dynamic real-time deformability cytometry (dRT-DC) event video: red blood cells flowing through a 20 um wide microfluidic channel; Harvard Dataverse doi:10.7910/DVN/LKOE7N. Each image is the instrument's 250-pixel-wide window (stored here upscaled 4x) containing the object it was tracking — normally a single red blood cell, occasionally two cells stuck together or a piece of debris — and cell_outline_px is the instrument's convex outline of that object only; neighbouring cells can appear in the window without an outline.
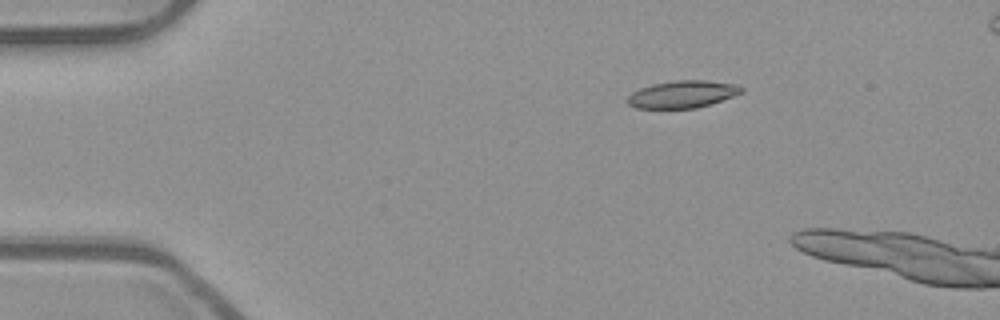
{"species": "common noctule bat (a hibernating species)", "species_latin": "Nyctalus noctula", "temperature_condition": "room temperature", "stored_images_in_passage": 5, "camera_frame_rate_fps": 3000, "um_per_image_px": 0.085, "animal": {"sex": "male", "body_mass_g": 23.1, "forearm_length_mm": 52.7}, "frame": {"image": 1, "passage_image": 1, "time_ms": 0.0, "image_size_px": [1000, 320], "cell_outline_px": [[744, 92], [696, 108], [636, 108], [628, 104], [624, 100], [632, 92], [640, 88], [652, 84], [676, 80], [704, 80], [736, 84], [744, 88]], "centroid_in_image_um": [57.97, 8.0], "position_along_channel_um": 27.0, "area_um2": 18.03}}